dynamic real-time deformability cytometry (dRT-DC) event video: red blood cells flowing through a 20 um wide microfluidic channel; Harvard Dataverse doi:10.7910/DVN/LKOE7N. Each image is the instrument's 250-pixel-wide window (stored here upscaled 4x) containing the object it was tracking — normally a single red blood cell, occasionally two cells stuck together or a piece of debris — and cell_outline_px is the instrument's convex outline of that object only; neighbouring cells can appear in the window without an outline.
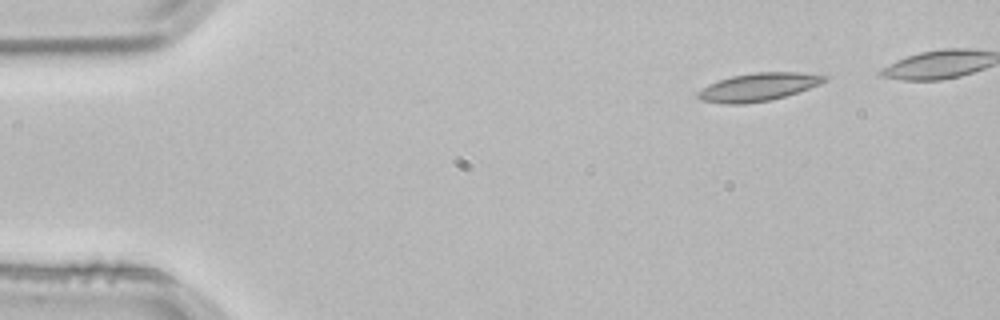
{"species": "common noctule bat (a hibernating species)", "species_latin": "Nyctalus noctula", "temperature_condition": "room temperature", "stored_images_in_passage": 4, "camera_frame_rate_fps": 3000, "um_per_image_px": 0.085, "animal": {"sex": "male", "body_mass_g": 21.5, "forearm_length_mm": 52.0}, "frame": {"image": 1, "passage_image": 1, "time_ms": 0.0, "image_size_px": [1000, 320], "cell_outline_px": [[828, 80], [820, 84], [784, 96], [768, 100], [744, 104], [724, 104], [700, 100], [696, 96], [696, 92], [708, 84], [732, 76], [756, 72], [796, 72], [828, 76]], "centroid_in_image_um": [64.41, 7.4], "position_along_channel_um": 20.6, "area_um2": 20.46}}